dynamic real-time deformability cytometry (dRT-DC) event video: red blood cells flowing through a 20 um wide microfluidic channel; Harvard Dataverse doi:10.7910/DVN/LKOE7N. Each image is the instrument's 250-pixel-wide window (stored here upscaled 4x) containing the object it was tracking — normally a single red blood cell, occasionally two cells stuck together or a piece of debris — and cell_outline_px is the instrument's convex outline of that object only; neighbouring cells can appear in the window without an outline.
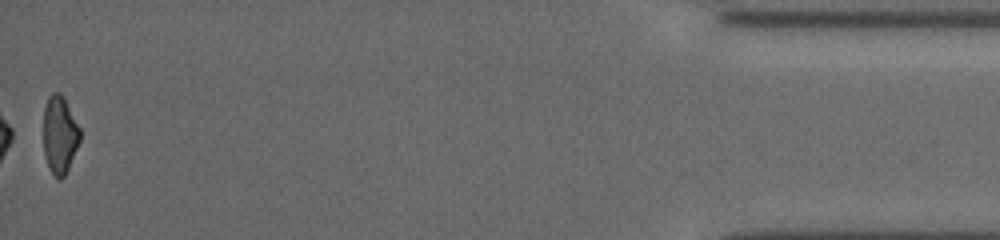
{"species": "common noctule bat (a hibernating species)", "species_latin": "Nyctalus noctula", "temperature_condition": "cold", "stored_images_in_passage": 56, "segment_of_instrument_passage": [2, 2], "camera_frame_rate_fps": 3000, "um_per_image_px": 0.085, "animal": {"sex": "female", "body_mass_g": 19.5, "forearm_length_mm": 54.1}, "frame": {"image": 1, "passage_image": 56, "time_ms": 18.333, "image_size_px": [1000, 240], "cell_outline_px": [[80, 140], [68, 168], [64, 176], [60, 180], [52, 172], [44, 156], [44, 108], [48, 96], [52, 92], [60, 92], [64, 96], [80, 128]], "centroid_in_image_um": [5.07, 11.4], "position_along_channel_um": 430.1, "area_um2": 16.47}}